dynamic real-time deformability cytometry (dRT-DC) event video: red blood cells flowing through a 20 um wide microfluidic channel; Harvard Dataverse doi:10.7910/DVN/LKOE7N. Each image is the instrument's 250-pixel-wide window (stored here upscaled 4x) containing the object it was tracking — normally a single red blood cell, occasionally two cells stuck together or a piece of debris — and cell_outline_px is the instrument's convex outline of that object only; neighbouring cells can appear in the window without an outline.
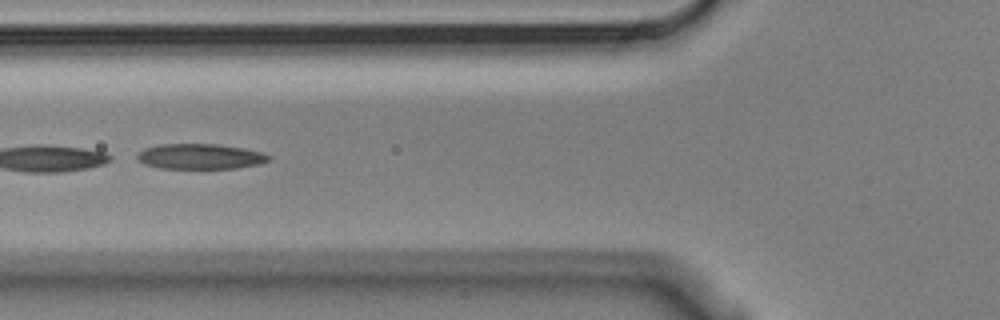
{"species": "Egyptian fruit bat (a non-hibernating species)", "species_latin": "Rousettus aegyptiacus", "temperature_condition": "cold", "stored_images_in_passage": 8, "segment_of_instrument_passage": [2, 2], "camera_frame_rate_fps": 3000, "um_per_image_px": 0.085, "animal": {"sex": "male"}, "frame": {"image": 1, "passage_image": 6, "time_ms": 1.667, "image_size_px": [1000, 320], "cell_outline_px": [[272, 156], [268, 160], [260, 164], [236, 168], [160, 168], [144, 164], [136, 156], [144, 148], [160, 144], [216, 144], [244, 148], [260, 152]], "centroid_in_image_um": [17.02, 13.29], "position_along_channel_um": 108.8, "area_um2": 19.25}}
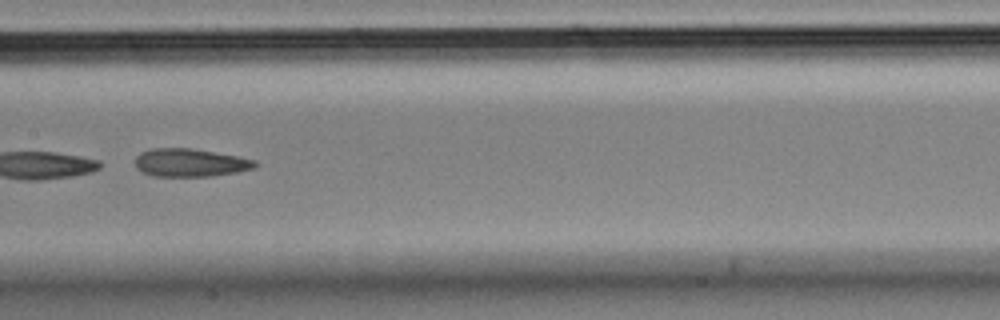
{"frame": {"image": 2, "passage_image": 8, "time_ms": 2.333, "image_size_px": [1000, 320], "cell_outline_px": [[260, 164], [256, 168], [236, 172], [212, 176], [152, 176], [136, 168], [136, 156], [140, 152], [152, 148], [192, 148], [236, 156], [256, 160]], "centroid_in_image_um": [16.19, 13.82], "position_along_channel_um": 191.2, "area_um2": 19.65}}